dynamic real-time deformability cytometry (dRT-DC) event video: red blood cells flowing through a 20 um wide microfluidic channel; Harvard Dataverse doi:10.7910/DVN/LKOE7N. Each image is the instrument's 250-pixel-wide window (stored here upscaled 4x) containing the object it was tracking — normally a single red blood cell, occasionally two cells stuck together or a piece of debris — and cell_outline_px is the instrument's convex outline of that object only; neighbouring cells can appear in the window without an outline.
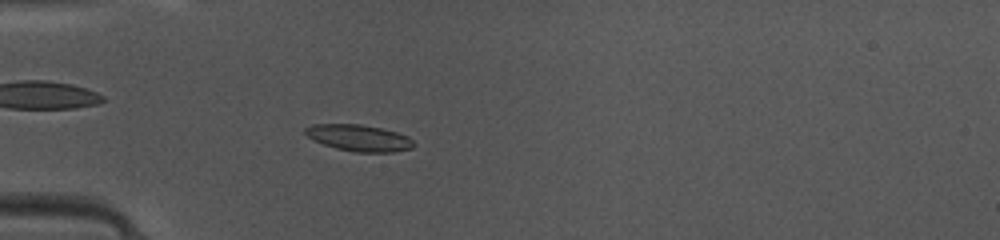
{"species": "common noctule bat (a hibernating species)", "species_latin": "Nyctalus noctula", "temperature_condition": "warm", "stored_images_in_passage": 38, "camera_frame_rate_fps": 3000, "um_per_image_px": 0.085, "animal": {"sex": "female", "body_mass_g": 10.0, "forearm_length_mm": 53.1}, "frame": {"image": 1, "passage_image": 4, "time_ms": 1.0, "image_size_px": [1000, 240], "cell_outline_px": [[416, 144], [412, 148], [392, 152], [356, 152], [336, 148], [324, 144], [308, 136], [304, 132], [304, 128], [312, 124], [360, 124], [380, 128], [396, 132], [408, 136]], "centroid_in_image_um": [30.53, 11.72], "position_along_channel_um": 54.5, "area_um2": 16.59}}
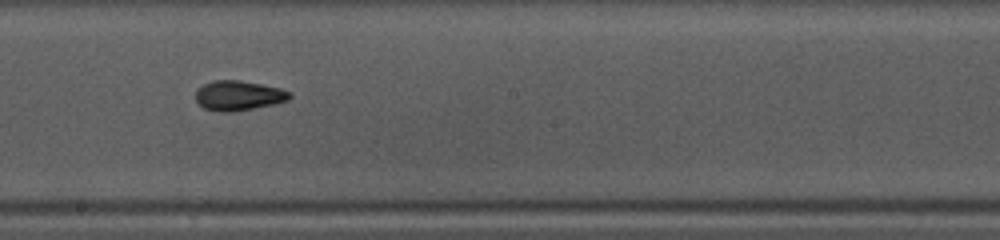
{"frame": {"image": 2, "passage_image": 17, "time_ms": 5.333, "image_size_px": [1000, 240], "cell_outline_px": [[292, 96], [288, 100], [272, 104], [232, 112], [216, 112], [204, 108], [196, 100], [196, 92], [204, 84], [212, 80], [240, 80], [280, 88], [288, 92]], "centroid_in_image_um": [20.24, 8.12], "position_along_channel_um": 228.0, "area_um2": 16.13}}
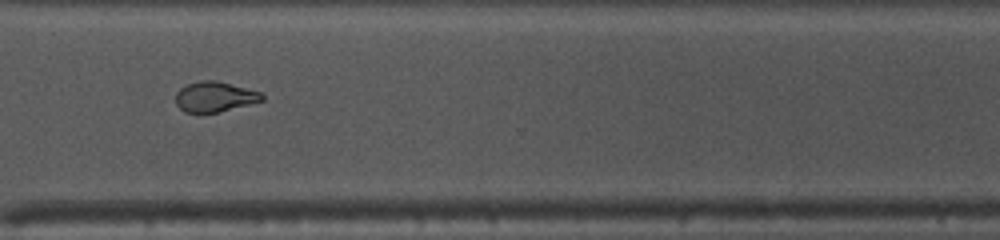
{"frame": {"image": 3, "passage_image": 26, "time_ms": 8.333, "image_size_px": [1000, 240], "cell_outline_px": [[264, 100], [216, 112], [184, 112], [176, 104], [176, 92], [180, 88], [188, 84], [200, 80], [216, 80], [260, 92], [264, 96]], "centroid_in_image_um": [18.22, 8.21], "position_along_channel_um": 352.4, "area_um2": 14.91}, "authors_computed_cell_mechanics": {"area_um2": 16.2129, "velocity_mm_per_s": 4.1581, "shape_relaxation_time_tau1_ms": 6.1006, "shape_relaxation_time_tau2_ms": 1.807, "deformation_change_tau1": 0.165, "deformation_change_tau2": 0.077}}